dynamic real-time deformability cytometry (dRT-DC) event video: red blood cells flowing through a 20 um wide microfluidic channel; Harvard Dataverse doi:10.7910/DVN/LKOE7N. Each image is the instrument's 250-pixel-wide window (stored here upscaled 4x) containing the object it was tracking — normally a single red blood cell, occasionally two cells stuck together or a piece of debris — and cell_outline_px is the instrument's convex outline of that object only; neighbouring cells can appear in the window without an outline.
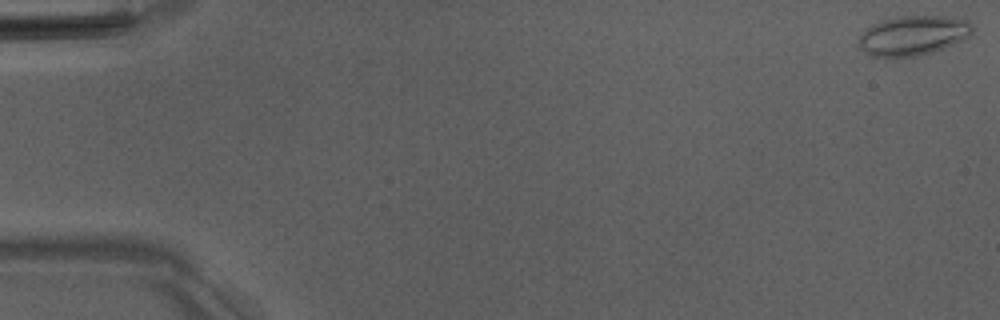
{"species": "Egyptian fruit bat (a non-hibernating species)", "species_latin": "Rousettus aegyptiacus", "temperature_condition": "room temperature", "stored_images_in_passage": 14, "camera_frame_rate_fps": 3000, "um_per_image_px": 0.085, "animal": {"sex": "male"}, "frame": {"image": 1, "passage_image": 1, "time_ms": 0.0, "image_size_px": [1000, 320], "cell_outline_px": [[972, 32], [964, 40], [932, 52], [916, 56], [868, 56], [860, 48], [856, 40], [872, 24], [884, 20], [900, 16], [944, 16], [968, 20], [972, 24]], "centroid_in_image_um": [77.6, 3.01], "position_along_channel_um": 7.4, "area_um2": 26.13}}